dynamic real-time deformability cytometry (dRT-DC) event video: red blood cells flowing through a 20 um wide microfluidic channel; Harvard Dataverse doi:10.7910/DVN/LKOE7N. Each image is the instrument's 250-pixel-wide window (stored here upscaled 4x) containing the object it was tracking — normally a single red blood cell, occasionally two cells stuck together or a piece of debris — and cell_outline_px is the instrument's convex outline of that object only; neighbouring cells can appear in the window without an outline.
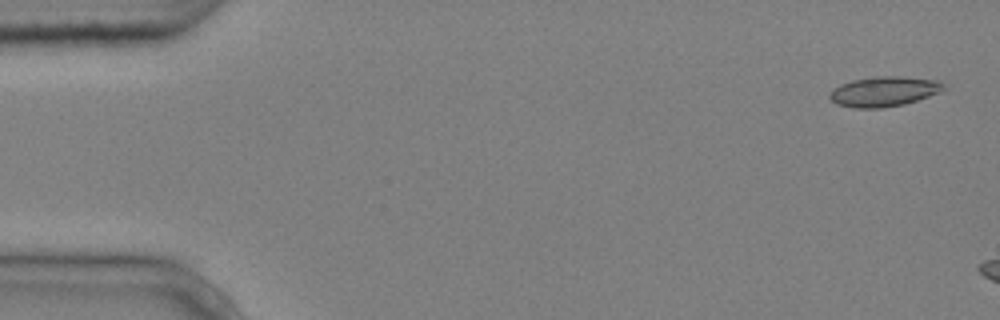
{"species": "common noctule bat (a hibernating species)", "species_latin": "Nyctalus noctula", "temperature_condition": "cold", "stored_images_in_passage": 6, "camera_frame_rate_fps": 3000, "um_per_image_px": 0.085, "animal": {"sex": "male", "body_mass_g": 20.4}, "frame": {"image": 1, "passage_image": 1, "time_ms": 0.0, "image_size_px": [1000, 320], "cell_outline_px": [[944, 88], [940, 92], [904, 104], [880, 108], [852, 108], [836, 104], [828, 96], [832, 88], [840, 84], [852, 80], [872, 76], [904, 76], [940, 80], [944, 84]], "centroid_in_image_um": [75.11, 7.76], "position_along_channel_um": 9.9, "area_um2": 20.11}}
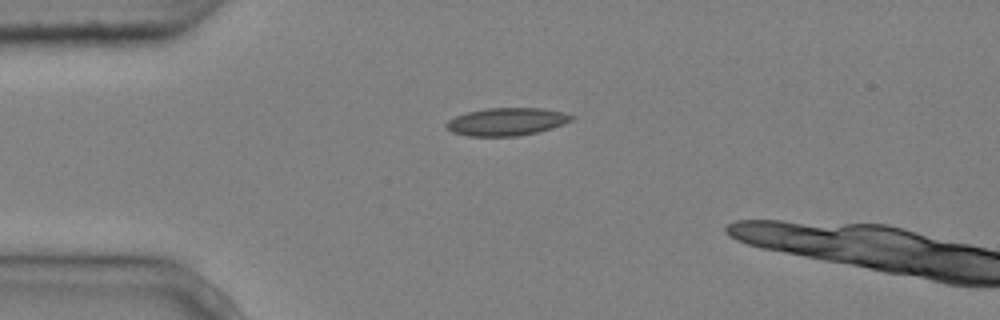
{"frame": {"image": 2, "passage_image": 4, "time_ms": 1.0, "image_size_px": [1000, 320], "cell_outline_px": [[576, 116], [572, 120], [552, 128], [536, 132], [516, 136], [468, 136], [452, 132], [444, 124], [448, 120], [456, 116], [468, 112], [484, 108], [540, 108], [560, 112]], "centroid_in_image_um": [43.04, 10.34], "position_along_channel_um": 42.0, "area_um2": 20.06}}